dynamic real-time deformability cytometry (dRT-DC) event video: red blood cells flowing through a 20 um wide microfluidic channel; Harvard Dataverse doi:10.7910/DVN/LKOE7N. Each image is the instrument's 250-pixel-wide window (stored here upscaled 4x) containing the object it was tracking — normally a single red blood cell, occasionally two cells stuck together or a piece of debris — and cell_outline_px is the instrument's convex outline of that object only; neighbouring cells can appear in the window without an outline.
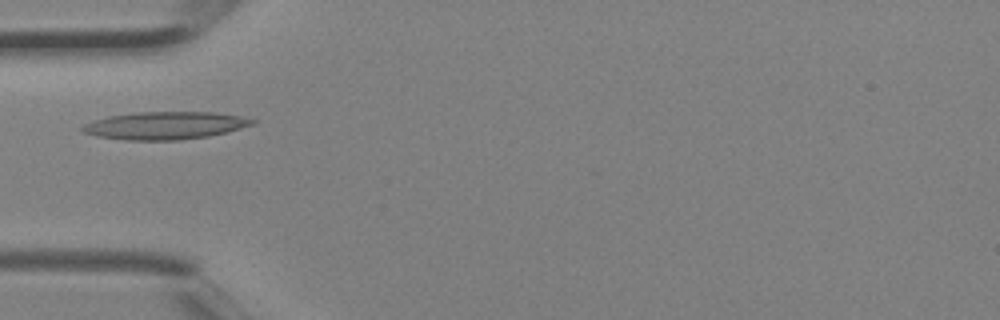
{"species": "Egyptian fruit bat (a non-hibernating species)", "species_latin": "Rousettus aegyptiacus", "temperature_condition": "room temperature", "stored_images_in_passage": 3, "camera_frame_rate_fps": 3000, "um_per_image_px": 0.085, "animal": {"sex": "female"}, "frame": {"image": 1, "passage_image": 3, "time_ms": 0.667, "image_size_px": [1000, 320], "cell_outline_px": [[256, 120], [252, 124], [240, 128], [208, 136], [180, 140], [124, 140], [96, 136], [84, 132], [80, 128], [84, 124], [108, 116], [136, 112], [212, 112], [240, 116]], "centroid_in_image_um": [13.99, 10.67], "position_along_channel_um": 71.0, "area_um2": 27.11}}